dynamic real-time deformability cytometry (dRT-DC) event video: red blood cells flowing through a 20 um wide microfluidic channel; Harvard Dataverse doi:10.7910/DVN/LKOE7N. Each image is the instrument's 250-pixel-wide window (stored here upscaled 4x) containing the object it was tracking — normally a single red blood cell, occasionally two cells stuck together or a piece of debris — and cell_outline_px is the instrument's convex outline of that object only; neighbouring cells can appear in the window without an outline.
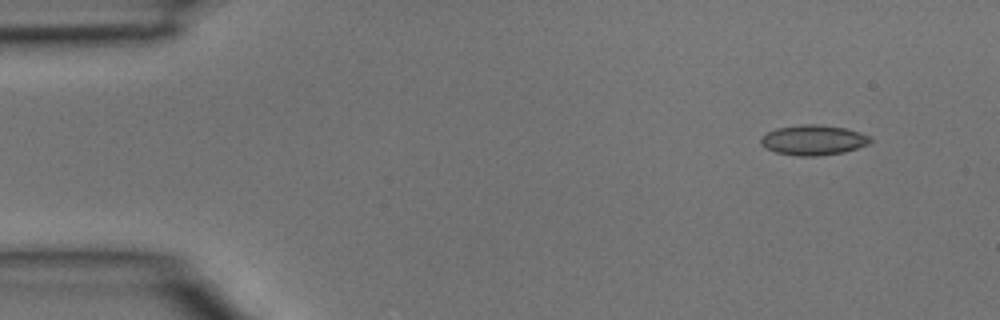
{"species": "common noctule bat (a hibernating species)", "species_latin": "Nyctalus noctula", "temperature_condition": "room temperature", "stored_images_in_passage": 3, "camera_frame_rate_fps": 3000, "um_per_image_px": 0.085, "animal": {"sex": "male", "body_mass_g": 15.6}, "frame": {"image": 1, "passage_image": 1, "time_ms": 0.0, "image_size_px": [1000, 320], "cell_outline_px": [[872, 140], [868, 144], [844, 152], [816, 156], [796, 156], [776, 152], [764, 148], [760, 144], [760, 140], [768, 132], [776, 128], [800, 124], [816, 124], [844, 128], [860, 132], [868, 136]], "centroid_in_image_um": [69.1, 11.91], "position_along_channel_um": 15.9, "area_um2": 19.13}}